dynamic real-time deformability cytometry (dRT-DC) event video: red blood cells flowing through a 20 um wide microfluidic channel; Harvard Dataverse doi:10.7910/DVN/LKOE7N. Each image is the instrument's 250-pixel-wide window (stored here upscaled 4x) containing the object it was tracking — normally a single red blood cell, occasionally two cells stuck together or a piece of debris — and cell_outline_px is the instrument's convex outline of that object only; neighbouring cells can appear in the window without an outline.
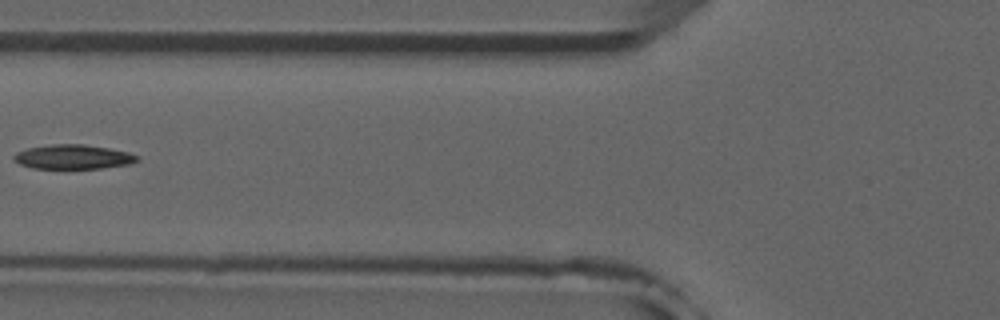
{"species": "common noctule bat (a hibernating species)", "species_latin": "Nyctalus noctula", "temperature_condition": "room temperature", "stored_images_in_passage": 6, "camera_frame_rate_fps": 3000, "um_per_image_px": 0.085, "animal": {"sex": "male", "forearm_length_mm": 52.5}, "frame": {"image": 1, "passage_image": 6, "time_ms": 5.667, "image_size_px": [1000, 320], "cell_outline_px": [[140, 160], [132, 164], [100, 168], [32, 168], [20, 164], [12, 160], [12, 156], [16, 152], [28, 148], [52, 144], [84, 144], [108, 148], [128, 152], [140, 156]], "centroid_in_image_um": [6.23, 13.33], "position_along_channel_um": 119.6, "area_um2": 17.63}}